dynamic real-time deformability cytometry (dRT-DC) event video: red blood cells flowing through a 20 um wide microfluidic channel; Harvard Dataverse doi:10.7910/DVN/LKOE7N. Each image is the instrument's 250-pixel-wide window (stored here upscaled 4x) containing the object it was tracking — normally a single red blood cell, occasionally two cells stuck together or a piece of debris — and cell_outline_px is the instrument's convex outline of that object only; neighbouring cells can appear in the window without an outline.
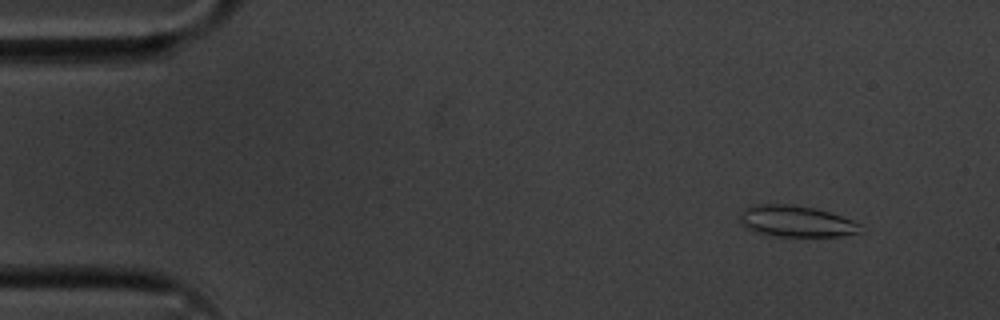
{"species": "common noctule bat (a hibernating species)", "species_latin": "Nyctalus noctula", "temperature_condition": "cold", "stored_images_in_passage": 54, "camera_frame_rate_fps": 3000, "um_per_image_px": 0.085, "animal": {"sex": "male", "body_mass_g": 20.1, "forearm_length_mm": 53.5}, "frame": {"image": 1, "passage_image": 4, "time_ms": 1.0, "image_size_px": [1000, 320], "cell_outline_px": [[860, 232], [840, 236], [772, 236], [752, 232], [740, 224], [740, 216], [744, 208], [752, 204], [792, 204], [816, 208], [852, 220], [860, 224]], "centroid_in_image_um": [67.6, 18.8], "position_along_channel_um": 17.4, "area_um2": 22.14}}
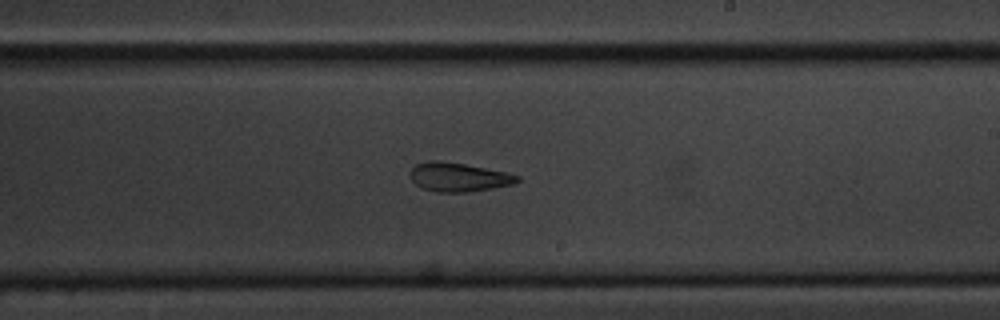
{"frame": {"image": 2, "passage_image": 31, "time_ms": 10.0, "image_size_px": [1000, 320], "cell_outline_px": [[520, 180], [512, 184], [492, 188], [468, 192], [436, 192], [420, 188], [412, 180], [412, 168], [416, 164], [428, 160], [440, 160], [464, 164], [504, 172], [520, 176]], "centroid_in_image_um": [38.95, 15.05], "position_along_channel_um": 250.0, "area_um2": 17.86}}
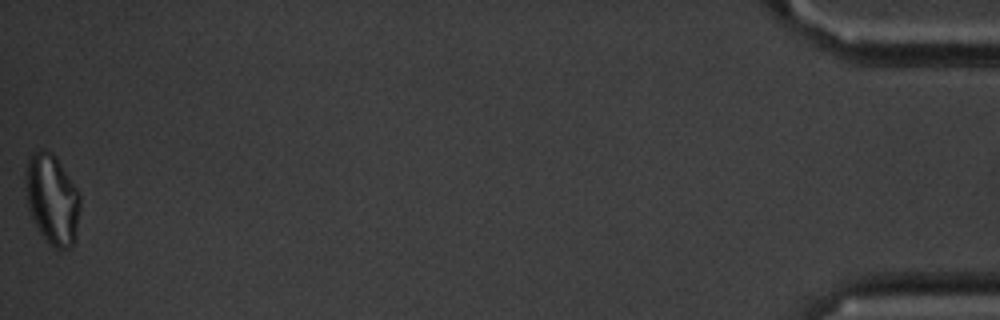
{"frame": {"image": 3, "passage_image": 54, "time_ms": 17.667, "image_size_px": [1000, 320], "cell_outline_px": [[80, 208], [76, 236], [72, 248], [52, 248], [48, 244], [40, 232], [28, 208], [24, 176], [28, 160], [32, 152], [40, 148], [44, 148], [52, 152], [56, 156], [80, 192]], "centroid_in_image_um": [4.44, 16.91], "position_along_channel_um": 430.8, "area_um2": 29.13}, "authors_computed_cell_mechanics": {"area_um2": 20.2011, "velocity_mm_per_s": 3.6137, "shape_relaxation_time_tau1_ms": 9.7807, "shape_relaxation_time_tau2_ms": 4.0051, "deformation_change_tau1": 0.2034, "deformation_change_tau2": 0.1235}}